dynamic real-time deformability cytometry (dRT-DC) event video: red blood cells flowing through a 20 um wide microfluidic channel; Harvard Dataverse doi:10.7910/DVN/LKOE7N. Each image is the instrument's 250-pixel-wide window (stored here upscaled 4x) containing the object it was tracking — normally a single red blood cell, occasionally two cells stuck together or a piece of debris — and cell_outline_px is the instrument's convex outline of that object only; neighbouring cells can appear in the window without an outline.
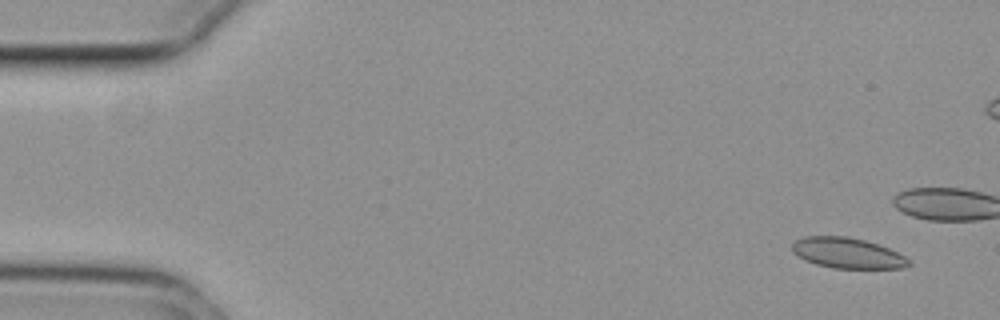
{"species": "common noctule bat (a hibernating species)", "species_latin": "Nyctalus noctula", "temperature_condition": "cold", "stored_images_in_passage": 15, "camera_frame_rate_fps": 3000, "um_per_image_px": 0.085, "animal": {"sex": "female", "body_mass_g": 29.2, "forearm_length_mm": 56.3}, "frame": {"image": 1, "passage_image": 1, "time_ms": 0.0, "image_size_px": [1000, 320], "cell_outline_px": [[912, 264], [904, 268], [832, 268], [816, 264], [804, 260], [792, 252], [792, 244], [796, 240], [804, 236], [848, 236], [864, 240], [888, 248], [904, 256]], "centroid_in_image_um": [72.0, 21.51], "position_along_channel_um": 13.0, "area_um2": 20.69}}